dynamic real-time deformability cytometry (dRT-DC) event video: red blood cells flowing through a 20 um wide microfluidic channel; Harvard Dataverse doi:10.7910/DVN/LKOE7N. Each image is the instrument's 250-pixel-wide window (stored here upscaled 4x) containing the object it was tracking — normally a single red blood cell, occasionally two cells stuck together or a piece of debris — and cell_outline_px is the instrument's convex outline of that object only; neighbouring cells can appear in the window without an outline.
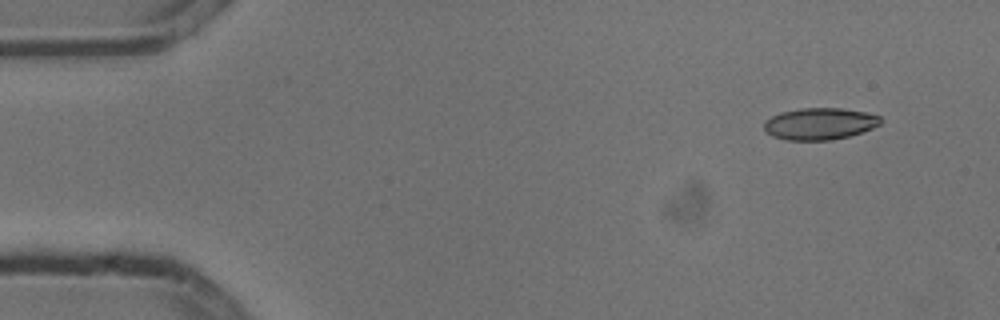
{"species": "common noctule bat (a hibernating species)", "species_latin": "Nyctalus noctula", "temperature_condition": "cold", "stored_images_in_passage": 4, "camera_frame_rate_fps": 3000, "um_per_image_px": 0.085, "animal": {"sex": "male", "body_mass_g": 13.3}, "frame": {"image": 1, "passage_image": 1, "time_ms": 0.0, "image_size_px": [1000, 320], "cell_outline_px": [[884, 120], [880, 124], [872, 128], [848, 136], [832, 140], [784, 140], [772, 136], [764, 132], [764, 120], [780, 112], [800, 108], [840, 108], [864, 112], [880, 116]], "centroid_in_image_um": [69.64, 10.52], "position_along_channel_um": 15.4, "area_um2": 21.73}}
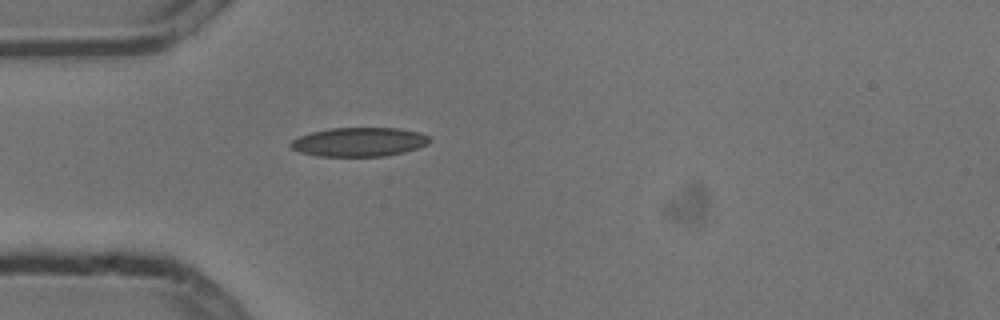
{"frame": {"image": 2, "passage_image": 4, "time_ms": 1.0, "image_size_px": [1000, 320], "cell_outline_px": [[428, 144], [420, 148], [404, 152], [384, 156], [316, 156], [300, 152], [292, 148], [288, 144], [292, 140], [300, 136], [312, 132], [328, 128], [400, 128], [420, 132], [428, 136]], "centroid_in_image_um": [30.53, 12.06], "position_along_channel_um": 54.5, "area_um2": 23.52}}